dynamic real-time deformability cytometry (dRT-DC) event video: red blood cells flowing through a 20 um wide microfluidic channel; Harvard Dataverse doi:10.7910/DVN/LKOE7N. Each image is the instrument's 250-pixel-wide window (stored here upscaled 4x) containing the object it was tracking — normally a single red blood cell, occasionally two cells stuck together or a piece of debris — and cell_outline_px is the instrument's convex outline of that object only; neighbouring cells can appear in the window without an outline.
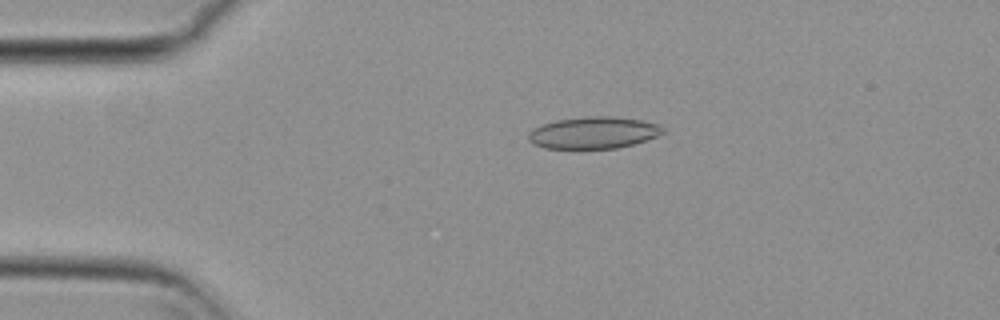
{"species": "common noctule bat (a hibernating species)", "species_latin": "Nyctalus noctula", "temperature_condition": "cold", "stored_images_in_passage": 54, "camera_frame_rate_fps": 3000, "um_per_image_px": 0.085, "animal": {"sex": "female", "body_mass_g": 29.2, "forearm_length_mm": 56.3}, "frame": {"image": 1, "passage_image": 11, "time_ms": 3.333, "image_size_px": [1000, 320], "cell_outline_px": [[664, 132], [656, 136], [632, 144], [616, 148], [544, 148], [532, 144], [528, 140], [528, 132], [544, 124], [556, 120], [584, 116], [616, 116], [640, 120], [660, 124], [664, 128]], "centroid_in_image_um": [50.44, 11.27], "position_along_channel_um": 34.6, "area_um2": 24.85}}
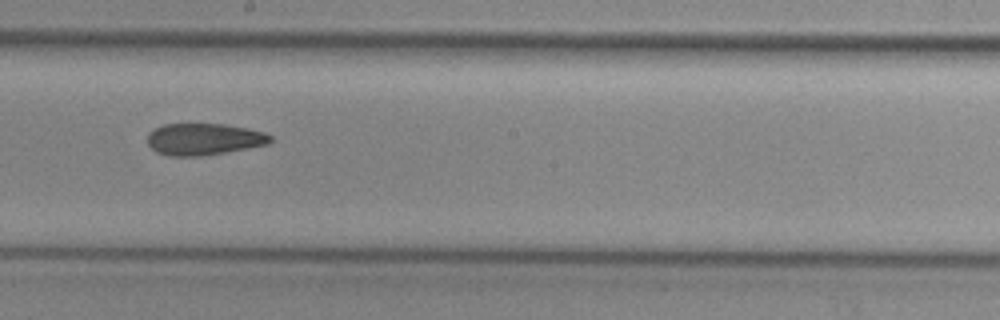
{"frame": {"image": 2, "passage_image": 30, "time_ms": 9.667, "image_size_px": [1000, 320], "cell_outline_px": [[272, 140], [268, 144], [248, 148], [200, 156], [168, 156], [156, 152], [148, 144], [148, 132], [152, 128], [164, 124], [224, 124], [248, 128], [264, 132], [272, 136]], "centroid_in_image_um": [17.31, 11.82], "position_along_channel_um": 230.9, "area_um2": 22.83}}
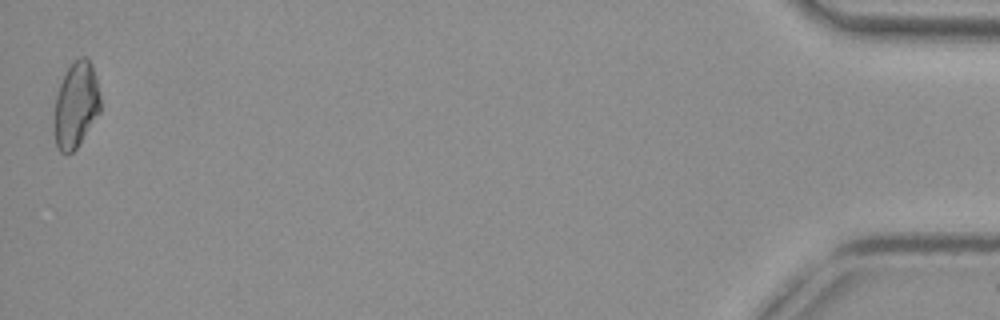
{"frame": {"image": 3, "passage_image": 54, "time_ms": 17.667, "image_size_px": [1000, 320], "cell_outline_px": [[100, 112], [76, 148], [68, 156], [60, 152], [56, 144], [56, 96], [60, 84], [68, 68], [80, 56], [84, 56], [88, 60], [92, 68], [96, 80], [100, 96]], "centroid_in_image_um": [6.47, 8.94], "position_along_channel_um": 428.7, "area_um2": 22.31}, "authors_computed_cell_mechanics": {"area_um2": 23.6402, "velocity_mm_per_s": 3.7269, "shape_relaxation_time_tau1_ms": 7.8111, "shape_relaxation_time_tau2_ms": 4.3295, "deformation_change_tau1": 0.1392, "deformation_change_tau2": 0.1162}}